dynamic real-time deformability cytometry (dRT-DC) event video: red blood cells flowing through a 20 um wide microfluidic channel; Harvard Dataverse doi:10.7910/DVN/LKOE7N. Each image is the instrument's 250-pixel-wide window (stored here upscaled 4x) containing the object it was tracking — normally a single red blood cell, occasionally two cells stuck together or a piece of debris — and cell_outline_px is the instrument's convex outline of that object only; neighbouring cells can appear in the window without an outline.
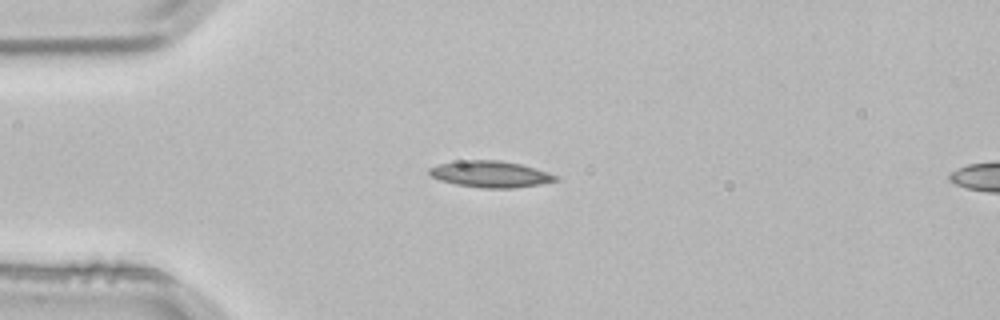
{"species": "common noctule bat (a hibernating species)", "species_latin": "Nyctalus noctula", "temperature_condition": "room temperature", "stored_images_in_passage": 1, "camera_frame_rate_fps": 3000, "um_per_image_px": 0.085, "animal": {"sex": "male", "body_mass_g": 21.5, "forearm_length_mm": 52.0}, "frame": {"image": 1, "passage_image": 1, "time_ms": 0.0, "image_size_px": [1000, 320], "cell_outline_px": [[560, 180], [540, 184], [516, 188], [480, 188], [456, 184], [440, 180], [432, 176], [428, 172], [428, 168], [440, 164], [468, 160], [500, 160], [520, 164], [560, 176]], "centroid_in_image_um": [41.72, 14.81], "position_along_channel_um": 43.3, "area_um2": 19.36}}